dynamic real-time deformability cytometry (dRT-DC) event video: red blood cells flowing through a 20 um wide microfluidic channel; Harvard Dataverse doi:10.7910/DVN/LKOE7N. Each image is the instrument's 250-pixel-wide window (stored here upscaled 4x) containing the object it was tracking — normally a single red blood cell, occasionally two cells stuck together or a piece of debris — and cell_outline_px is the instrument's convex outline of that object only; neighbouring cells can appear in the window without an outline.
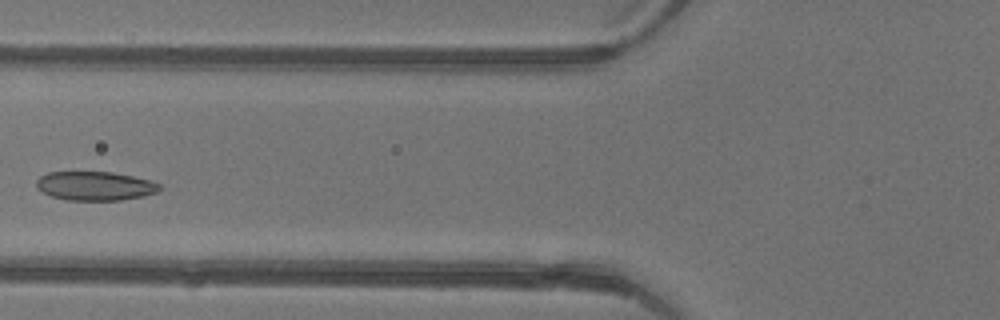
{"species": "common noctule bat (a hibernating species)", "species_latin": "Nyctalus noctula", "temperature_condition": "warm", "stored_images_in_passage": 3, "camera_frame_rate_fps": 3000, "um_per_image_px": 0.085, "animal": {"sex": "female"}, "frame": {"image": 1, "passage_image": 3, "time_ms": 0.667, "image_size_px": [1000, 320], "cell_outline_px": [[164, 188], [156, 192], [144, 196], [120, 200], [68, 200], [52, 196], [36, 188], [36, 180], [40, 176], [48, 172], [112, 172], [152, 180], [160, 184]], "centroid_in_image_um": [8.11, 15.8], "position_along_channel_um": 117.7, "area_um2": 20.87}}